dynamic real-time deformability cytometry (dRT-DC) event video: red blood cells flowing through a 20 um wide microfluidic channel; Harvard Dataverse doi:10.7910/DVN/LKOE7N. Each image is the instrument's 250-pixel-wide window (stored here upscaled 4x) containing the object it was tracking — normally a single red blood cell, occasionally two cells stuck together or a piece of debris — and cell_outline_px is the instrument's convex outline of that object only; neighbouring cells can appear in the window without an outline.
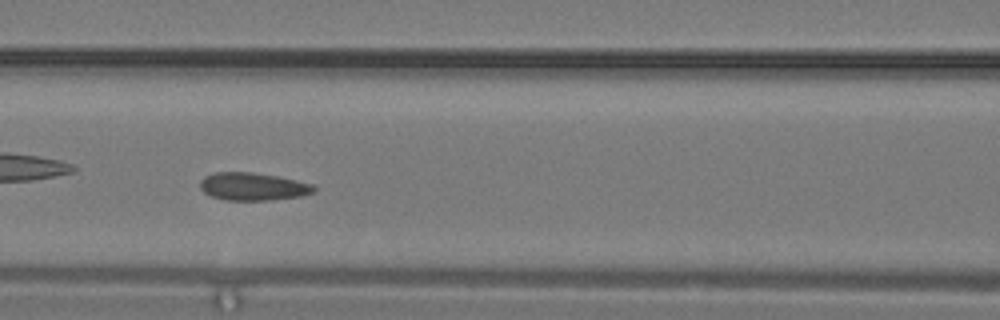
{"species": "common noctule bat (a hibernating species)", "species_latin": "Nyctalus noctula", "temperature_condition": "warm", "stored_images_in_passage": 12, "camera_frame_rate_fps": 3000, "um_per_image_px": 0.085, "animal": {"sex": "male", "body_mass_g": 19.2, "forearm_length_mm": 51.8}, "frame": {"image": 1, "passage_image": 9, "time_ms": 2.667, "image_size_px": [1000, 320], "cell_outline_px": [[316, 188], [312, 192], [300, 196], [268, 200], [224, 200], [212, 196], [204, 192], [200, 188], [200, 180], [204, 176], [216, 172], [252, 172], [276, 176], [296, 180], [312, 184]], "centroid_in_image_um": [21.46, 15.85], "position_along_channel_um": 145.1, "area_um2": 18.26}}
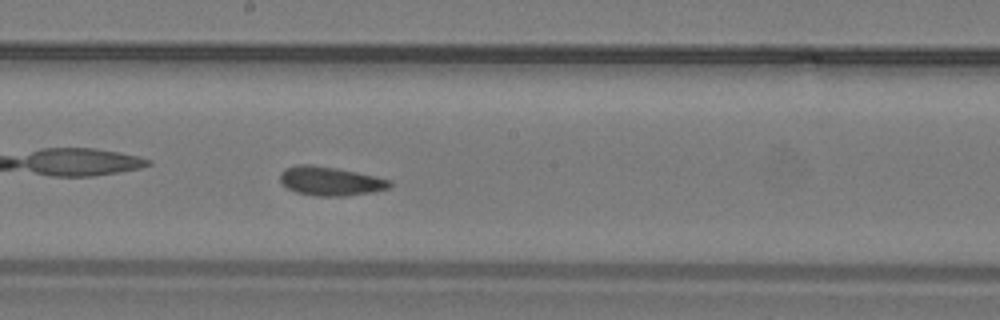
{"frame": {"image": 2, "passage_image": 12, "time_ms": 3.667, "image_size_px": [1000, 320], "cell_outline_px": [[392, 184], [388, 188], [372, 192], [344, 196], [316, 196], [296, 192], [288, 188], [280, 180], [280, 172], [284, 168], [296, 164], [312, 164], [336, 168], [376, 176], [392, 180]], "centroid_in_image_um": [28.07, 15.38], "position_along_channel_um": 220.1, "area_um2": 18.55}}